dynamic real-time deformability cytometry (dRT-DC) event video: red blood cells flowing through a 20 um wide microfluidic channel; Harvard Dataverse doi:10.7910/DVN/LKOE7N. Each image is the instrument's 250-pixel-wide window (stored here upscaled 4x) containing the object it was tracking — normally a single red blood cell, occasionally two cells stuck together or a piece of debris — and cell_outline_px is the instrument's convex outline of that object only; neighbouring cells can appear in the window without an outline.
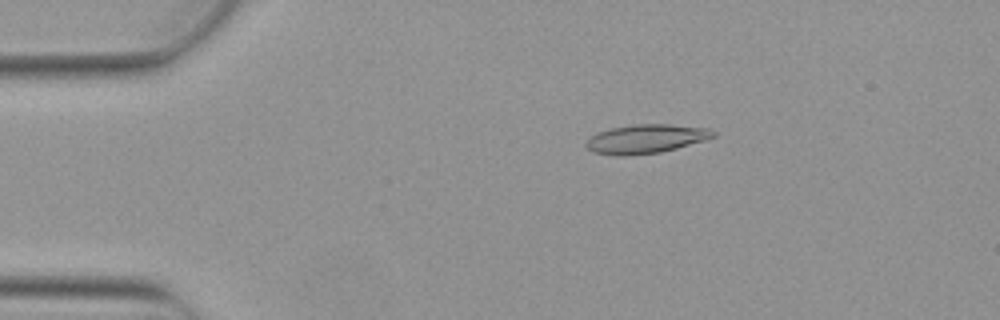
{"species": "Egyptian fruit bat (a non-hibernating species)", "species_latin": "Rousettus aegyptiacus", "temperature_condition": "warm", "stored_images_in_passage": 4, "camera_frame_rate_fps": 3000, "um_per_image_px": 0.085, "animal": {"sex": "female"}, "frame": {"image": 1, "passage_image": 3, "time_ms": 0.667, "image_size_px": [1000, 320], "cell_outline_px": [[716, 136], [704, 140], [676, 148], [660, 152], [624, 156], [616, 156], [592, 152], [584, 144], [596, 132], [612, 128], [632, 124], [668, 124], [708, 128], [716, 132]], "centroid_in_image_um": [54.88, 11.8], "position_along_channel_um": 30.1, "area_um2": 21.39}}